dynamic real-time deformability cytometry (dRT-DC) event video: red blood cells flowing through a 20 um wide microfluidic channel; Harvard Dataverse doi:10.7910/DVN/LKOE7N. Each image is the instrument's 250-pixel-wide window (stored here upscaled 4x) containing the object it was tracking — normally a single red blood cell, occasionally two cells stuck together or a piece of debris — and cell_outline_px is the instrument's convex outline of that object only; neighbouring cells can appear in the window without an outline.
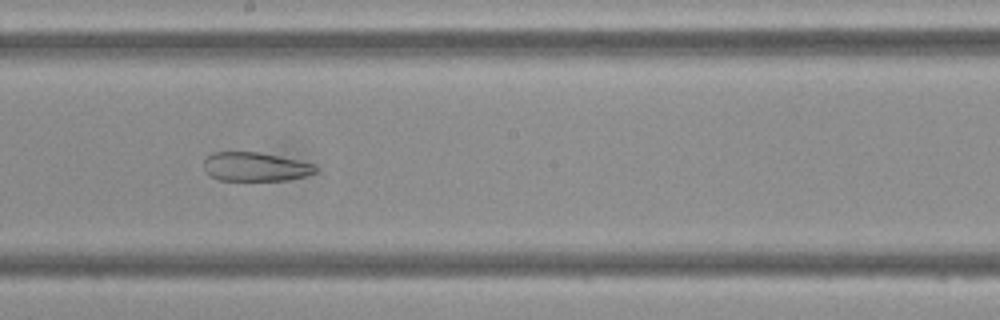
{"species": "Egyptian fruit bat (a non-hibernating species)", "species_latin": "Rousettus aegyptiacus", "temperature_condition": "cold", "stored_images_in_passage": 47, "camera_frame_rate_fps": 3000, "um_per_image_px": 0.085, "frame": {"image": 1, "passage_image": 26, "time_ms": 8.333, "image_size_px": [1000, 320], "cell_outline_px": [[320, 168], [316, 172], [304, 176], [288, 180], [220, 180], [212, 176], [204, 168], [204, 160], [212, 152], [260, 152], [316, 164]], "centroid_in_image_um": [21.75, 14.17], "position_along_channel_um": 226.5, "area_um2": 18.79}}
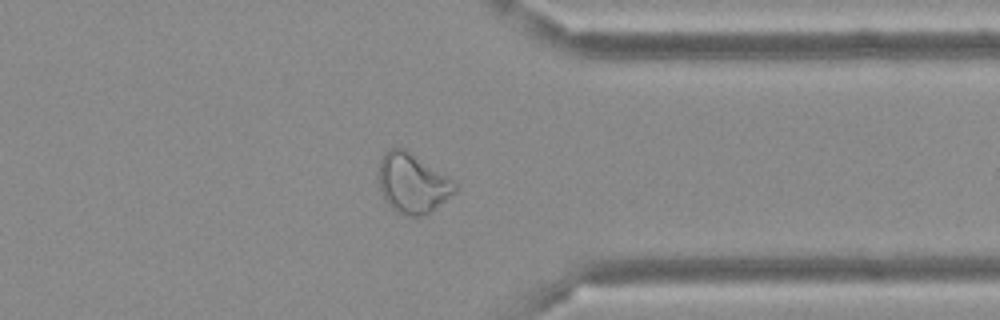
{"frame": {"image": 2, "passage_image": 37, "time_ms": 12.0, "image_size_px": [1000, 320], "cell_outline_px": [[456, 192], [432, 212], [420, 216], [408, 216], [396, 212], [384, 200], [380, 188], [380, 160], [384, 152], [388, 148], [404, 148], [412, 152], [452, 180], [456, 184]], "centroid_in_image_um": [35.07, 15.59], "position_along_channel_um": 376.3, "area_um2": 26.47}}
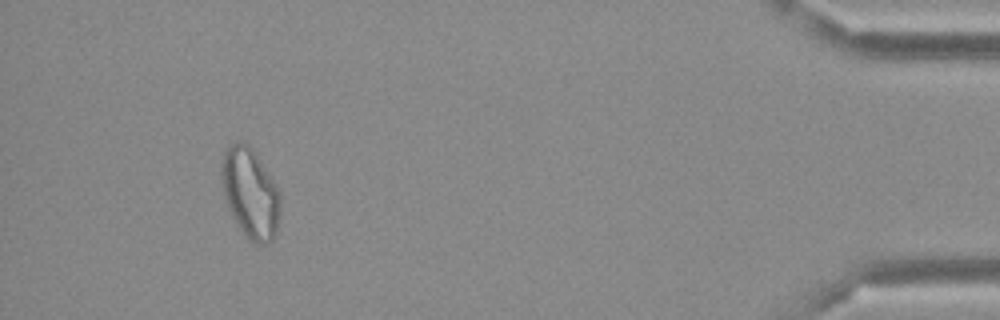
{"frame": {"image": 3, "passage_image": 44, "time_ms": 14.333, "image_size_px": [1000, 320], "cell_outline_px": [[280, 216], [276, 232], [272, 240], [264, 244], [256, 244], [248, 240], [244, 236], [232, 216], [228, 208], [224, 196], [220, 180], [220, 164], [224, 152], [228, 144], [236, 140], [244, 140], [252, 148], [276, 184], [280, 192]], "centroid_in_image_um": [21.25, 16.39], "position_along_channel_um": 414.0, "area_um2": 31.56}}